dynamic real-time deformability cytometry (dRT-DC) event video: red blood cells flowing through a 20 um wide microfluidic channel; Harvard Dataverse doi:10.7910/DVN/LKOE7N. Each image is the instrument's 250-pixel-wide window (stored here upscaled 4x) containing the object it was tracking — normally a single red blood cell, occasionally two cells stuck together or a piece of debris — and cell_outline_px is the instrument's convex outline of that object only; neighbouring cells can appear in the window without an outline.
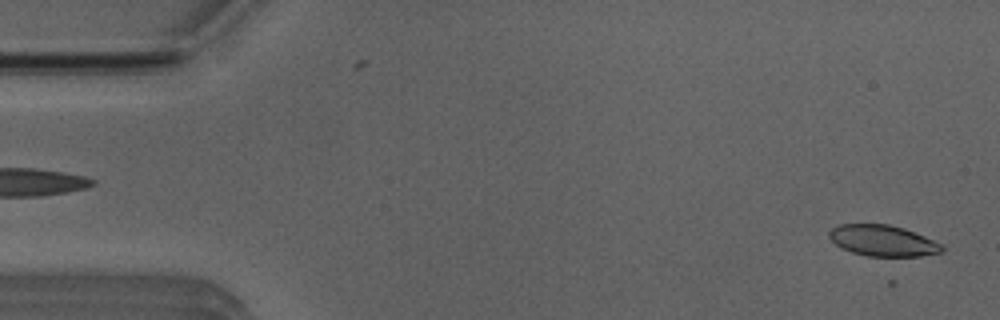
{"species": "Egyptian fruit bat (a non-hibernating species)", "species_latin": "Rousettus aegyptiacus", "temperature_condition": "room temperature", "stored_images_in_passage": 19, "camera_frame_rate_fps": 3000, "um_per_image_px": 0.085, "animal": {"sex": "male"}, "frame": {"image": 1, "passage_image": 2, "time_ms": 0.333, "image_size_px": [1000, 320], "cell_outline_px": [[944, 252], [920, 256], [868, 256], [852, 252], [840, 248], [828, 236], [828, 232], [832, 228], [840, 224], [888, 224], [904, 228], [944, 244]], "centroid_in_image_um": [75.06, 20.46], "position_along_channel_um": 9.9, "area_um2": 20.52}}
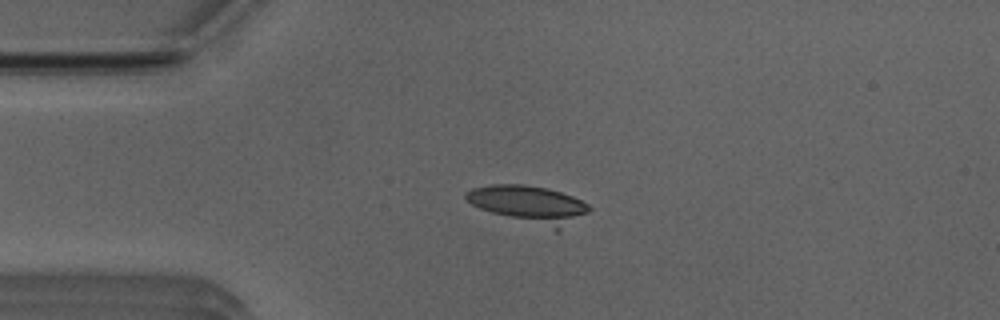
{"frame": {"image": 2, "passage_image": 12, "time_ms": 3.667, "image_size_px": [1000, 320], "cell_outline_px": [[592, 208], [588, 212], [556, 232], [492, 212], [480, 208], [472, 204], [464, 196], [464, 192], [472, 188], [492, 184], [524, 184], [544, 188], [560, 192], [572, 196], [588, 204]], "centroid_in_image_um": [44.97, 17.37], "position_along_channel_um": 40.0, "area_um2": 26.59}}